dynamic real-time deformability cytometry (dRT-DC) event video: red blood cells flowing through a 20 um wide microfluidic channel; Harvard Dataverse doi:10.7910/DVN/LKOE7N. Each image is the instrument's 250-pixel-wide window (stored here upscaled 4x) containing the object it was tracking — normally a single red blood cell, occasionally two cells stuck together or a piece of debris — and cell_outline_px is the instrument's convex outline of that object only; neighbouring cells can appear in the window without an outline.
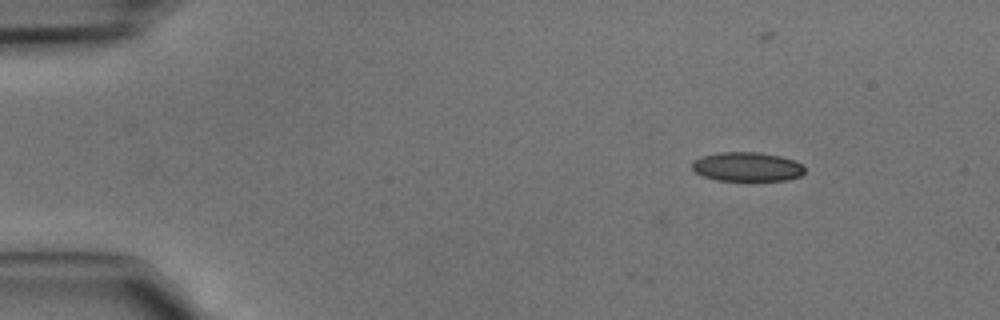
{"species": "common noctule bat (a hibernating species)", "species_latin": "Nyctalus noctula", "temperature_condition": "cold", "stored_images_in_passage": 2, "camera_frame_rate_fps": 3000, "um_per_image_px": 0.085, "animal": {"sex": "male", "body_mass_g": 15.6}, "frame": {"image": 1, "passage_image": 2, "time_ms": 0.333, "image_size_px": [1000, 320], "cell_outline_px": [[804, 172], [800, 176], [788, 180], [716, 180], [704, 176], [696, 172], [692, 168], [692, 160], [700, 156], [720, 152], [756, 152], [780, 156], [792, 160], [800, 164], [804, 168]], "centroid_in_image_um": [63.46, 14.17], "position_along_channel_um": 21.5, "area_um2": 19.02}}